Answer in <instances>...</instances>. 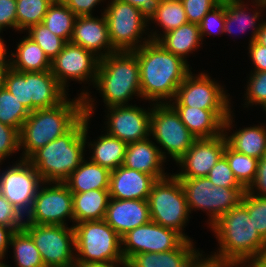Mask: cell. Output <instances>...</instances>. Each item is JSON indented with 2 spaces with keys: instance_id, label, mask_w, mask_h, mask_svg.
<instances>
[{
  "instance_id": "681fc988",
  "label": "cell",
  "mask_w": 266,
  "mask_h": 267,
  "mask_svg": "<svg viewBox=\"0 0 266 267\" xmlns=\"http://www.w3.org/2000/svg\"><path fill=\"white\" fill-rule=\"evenodd\" d=\"M247 191L253 195L266 197V155L258 160L257 173H256L255 180L249 186Z\"/></svg>"
},
{
  "instance_id": "2e32d148",
  "label": "cell",
  "mask_w": 266,
  "mask_h": 267,
  "mask_svg": "<svg viewBox=\"0 0 266 267\" xmlns=\"http://www.w3.org/2000/svg\"><path fill=\"white\" fill-rule=\"evenodd\" d=\"M99 58L80 45L66 42L62 51L51 62V73L67 90V82H92L95 84ZM89 79V80H88Z\"/></svg>"
},
{
  "instance_id": "e0dca14e",
  "label": "cell",
  "mask_w": 266,
  "mask_h": 267,
  "mask_svg": "<svg viewBox=\"0 0 266 267\" xmlns=\"http://www.w3.org/2000/svg\"><path fill=\"white\" fill-rule=\"evenodd\" d=\"M108 109L106 131L109 135L128 143L141 141L150 136L151 109L136 105H116ZM110 110V111H109ZM146 110V111H145Z\"/></svg>"
},
{
  "instance_id": "836d02e7",
  "label": "cell",
  "mask_w": 266,
  "mask_h": 267,
  "mask_svg": "<svg viewBox=\"0 0 266 267\" xmlns=\"http://www.w3.org/2000/svg\"><path fill=\"white\" fill-rule=\"evenodd\" d=\"M76 18L77 16L61 0H54L42 24L65 42H70Z\"/></svg>"
},
{
  "instance_id": "f5cc1de1",
  "label": "cell",
  "mask_w": 266,
  "mask_h": 267,
  "mask_svg": "<svg viewBox=\"0 0 266 267\" xmlns=\"http://www.w3.org/2000/svg\"><path fill=\"white\" fill-rule=\"evenodd\" d=\"M14 230L11 227L0 224V264H3V259L8 252V246H10V239Z\"/></svg>"
},
{
  "instance_id": "8992f818",
  "label": "cell",
  "mask_w": 266,
  "mask_h": 267,
  "mask_svg": "<svg viewBox=\"0 0 266 267\" xmlns=\"http://www.w3.org/2000/svg\"><path fill=\"white\" fill-rule=\"evenodd\" d=\"M76 267L109 265L124 260L118 233L104 220L73 225Z\"/></svg>"
},
{
  "instance_id": "91938a15",
  "label": "cell",
  "mask_w": 266,
  "mask_h": 267,
  "mask_svg": "<svg viewBox=\"0 0 266 267\" xmlns=\"http://www.w3.org/2000/svg\"><path fill=\"white\" fill-rule=\"evenodd\" d=\"M10 69V65H0V89L4 88L5 76Z\"/></svg>"
},
{
  "instance_id": "be15d7a7",
  "label": "cell",
  "mask_w": 266,
  "mask_h": 267,
  "mask_svg": "<svg viewBox=\"0 0 266 267\" xmlns=\"http://www.w3.org/2000/svg\"><path fill=\"white\" fill-rule=\"evenodd\" d=\"M262 108L266 112V104Z\"/></svg>"
},
{
  "instance_id": "4316f807",
  "label": "cell",
  "mask_w": 266,
  "mask_h": 267,
  "mask_svg": "<svg viewBox=\"0 0 266 267\" xmlns=\"http://www.w3.org/2000/svg\"><path fill=\"white\" fill-rule=\"evenodd\" d=\"M110 170L91 160H85L64 181L72 193H83L96 189H109Z\"/></svg>"
},
{
  "instance_id": "7a4b0ae2",
  "label": "cell",
  "mask_w": 266,
  "mask_h": 267,
  "mask_svg": "<svg viewBox=\"0 0 266 267\" xmlns=\"http://www.w3.org/2000/svg\"><path fill=\"white\" fill-rule=\"evenodd\" d=\"M134 52L139 63L141 99L153 104L156 101L157 104L171 103L191 71L188 62L152 40Z\"/></svg>"
},
{
  "instance_id": "8d00e7d4",
  "label": "cell",
  "mask_w": 266,
  "mask_h": 267,
  "mask_svg": "<svg viewBox=\"0 0 266 267\" xmlns=\"http://www.w3.org/2000/svg\"><path fill=\"white\" fill-rule=\"evenodd\" d=\"M53 1L54 0H16L17 31L27 32L30 27L42 23Z\"/></svg>"
},
{
  "instance_id": "7bdbcfd3",
  "label": "cell",
  "mask_w": 266,
  "mask_h": 267,
  "mask_svg": "<svg viewBox=\"0 0 266 267\" xmlns=\"http://www.w3.org/2000/svg\"><path fill=\"white\" fill-rule=\"evenodd\" d=\"M207 177L214 184V186H221L226 188H243L234 177L229 163L224 155L211 168Z\"/></svg>"
},
{
  "instance_id": "7c38bea8",
  "label": "cell",
  "mask_w": 266,
  "mask_h": 267,
  "mask_svg": "<svg viewBox=\"0 0 266 267\" xmlns=\"http://www.w3.org/2000/svg\"><path fill=\"white\" fill-rule=\"evenodd\" d=\"M42 185L25 223L67 226V217L74 223L73 194L67 185L64 182H43Z\"/></svg>"
},
{
  "instance_id": "8fae6325",
  "label": "cell",
  "mask_w": 266,
  "mask_h": 267,
  "mask_svg": "<svg viewBox=\"0 0 266 267\" xmlns=\"http://www.w3.org/2000/svg\"><path fill=\"white\" fill-rule=\"evenodd\" d=\"M23 228L34 240L45 267H76L73 225L25 223Z\"/></svg>"
},
{
  "instance_id": "603a6c76",
  "label": "cell",
  "mask_w": 266,
  "mask_h": 267,
  "mask_svg": "<svg viewBox=\"0 0 266 267\" xmlns=\"http://www.w3.org/2000/svg\"><path fill=\"white\" fill-rule=\"evenodd\" d=\"M205 257L192 241L185 240L178 248L161 253H141L132 256L129 267H196Z\"/></svg>"
},
{
  "instance_id": "5b68a950",
  "label": "cell",
  "mask_w": 266,
  "mask_h": 267,
  "mask_svg": "<svg viewBox=\"0 0 266 267\" xmlns=\"http://www.w3.org/2000/svg\"><path fill=\"white\" fill-rule=\"evenodd\" d=\"M94 86L107 107L127 105L134 95L142 97L136 53L115 51L99 59Z\"/></svg>"
},
{
  "instance_id": "277c9868",
  "label": "cell",
  "mask_w": 266,
  "mask_h": 267,
  "mask_svg": "<svg viewBox=\"0 0 266 267\" xmlns=\"http://www.w3.org/2000/svg\"><path fill=\"white\" fill-rule=\"evenodd\" d=\"M84 98L68 97L59 105L30 112L19 132L22 159H28L35 151L69 132L83 117Z\"/></svg>"
},
{
  "instance_id": "9f6ffc18",
  "label": "cell",
  "mask_w": 266,
  "mask_h": 267,
  "mask_svg": "<svg viewBox=\"0 0 266 267\" xmlns=\"http://www.w3.org/2000/svg\"><path fill=\"white\" fill-rule=\"evenodd\" d=\"M4 40L0 36V65H10L9 59H7V48Z\"/></svg>"
},
{
  "instance_id": "ab89813d",
  "label": "cell",
  "mask_w": 266,
  "mask_h": 267,
  "mask_svg": "<svg viewBox=\"0 0 266 267\" xmlns=\"http://www.w3.org/2000/svg\"><path fill=\"white\" fill-rule=\"evenodd\" d=\"M241 203L247 208L256 230L266 240V197L253 195L246 190Z\"/></svg>"
},
{
  "instance_id": "f907efd6",
  "label": "cell",
  "mask_w": 266,
  "mask_h": 267,
  "mask_svg": "<svg viewBox=\"0 0 266 267\" xmlns=\"http://www.w3.org/2000/svg\"><path fill=\"white\" fill-rule=\"evenodd\" d=\"M248 51L255 68L253 72L266 71V47L254 40L249 44Z\"/></svg>"
},
{
  "instance_id": "7402d4cb",
  "label": "cell",
  "mask_w": 266,
  "mask_h": 267,
  "mask_svg": "<svg viewBox=\"0 0 266 267\" xmlns=\"http://www.w3.org/2000/svg\"><path fill=\"white\" fill-rule=\"evenodd\" d=\"M156 181L152 175L121 165L110 172V198L147 200Z\"/></svg>"
},
{
  "instance_id": "5bb4252c",
  "label": "cell",
  "mask_w": 266,
  "mask_h": 267,
  "mask_svg": "<svg viewBox=\"0 0 266 267\" xmlns=\"http://www.w3.org/2000/svg\"><path fill=\"white\" fill-rule=\"evenodd\" d=\"M44 181L26 159H22L0 174V193L26 216Z\"/></svg>"
},
{
  "instance_id": "f6af8a7d",
  "label": "cell",
  "mask_w": 266,
  "mask_h": 267,
  "mask_svg": "<svg viewBox=\"0 0 266 267\" xmlns=\"http://www.w3.org/2000/svg\"><path fill=\"white\" fill-rule=\"evenodd\" d=\"M19 150V131L0 122V163Z\"/></svg>"
},
{
  "instance_id": "ac0fdd59",
  "label": "cell",
  "mask_w": 266,
  "mask_h": 267,
  "mask_svg": "<svg viewBox=\"0 0 266 267\" xmlns=\"http://www.w3.org/2000/svg\"><path fill=\"white\" fill-rule=\"evenodd\" d=\"M227 140L225 134L213 138H200L176 162L181 172L174 174L177 178L207 177L211 168L224 155Z\"/></svg>"
},
{
  "instance_id": "680465c9",
  "label": "cell",
  "mask_w": 266,
  "mask_h": 267,
  "mask_svg": "<svg viewBox=\"0 0 266 267\" xmlns=\"http://www.w3.org/2000/svg\"><path fill=\"white\" fill-rule=\"evenodd\" d=\"M261 45L266 47V21L263 22L259 29L258 36L256 39Z\"/></svg>"
},
{
  "instance_id": "bcb514c9",
  "label": "cell",
  "mask_w": 266,
  "mask_h": 267,
  "mask_svg": "<svg viewBox=\"0 0 266 267\" xmlns=\"http://www.w3.org/2000/svg\"><path fill=\"white\" fill-rule=\"evenodd\" d=\"M4 87L27 108L26 72L9 69L5 76Z\"/></svg>"
},
{
  "instance_id": "52a82bcc",
  "label": "cell",
  "mask_w": 266,
  "mask_h": 267,
  "mask_svg": "<svg viewBox=\"0 0 266 267\" xmlns=\"http://www.w3.org/2000/svg\"><path fill=\"white\" fill-rule=\"evenodd\" d=\"M147 202L151 221L178 232L185 240L193 241L182 232L190 212L180 180L174 173L153 184Z\"/></svg>"
},
{
  "instance_id": "9c48e42d",
  "label": "cell",
  "mask_w": 266,
  "mask_h": 267,
  "mask_svg": "<svg viewBox=\"0 0 266 267\" xmlns=\"http://www.w3.org/2000/svg\"><path fill=\"white\" fill-rule=\"evenodd\" d=\"M107 6L103 13L108 23L110 42L116 51H134L151 40L141 37L150 24L148 15L142 10L120 0H111Z\"/></svg>"
},
{
  "instance_id": "60d3db41",
  "label": "cell",
  "mask_w": 266,
  "mask_h": 267,
  "mask_svg": "<svg viewBox=\"0 0 266 267\" xmlns=\"http://www.w3.org/2000/svg\"><path fill=\"white\" fill-rule=\"evenodd\" d=\"M198 25L202 41L204 39V35L216 36L223 34L225 28V0H222L216 7L209 11Z\"/></svg>"
},
{
  "instance_id": "1f68e13d",
  "label": "cell",
  "mask_w": 266,
  "mask_h": 267,
  "mask_svg": "<svg viewBox=\"0 0 266 267\" xmlns=\"http://www.w3.org/2000/svg\"><path fill=\"white\" fill-rule=\"evenodd\" d=\"M105 133L98 136L99 139L95 142L88 143V147L91 146V150L93 149L92 157L89 159L111 171L123 165L127 143Z\"/></svg>"
},
{
  "instance_id": "db71d44e",
  "label": "cell",
  "mask_w": 266,
  "mask_h": 267,
  "mask_svg": "<svg viewBox=\"0 0 266 267\" xmlns=\"http://www.w3.org/2000/svg\"><path fill=\"white\" fill-rule=\"evenodd\" d=\"M130 3L136 8L142 10L145 14L149 15L159 0H120Z\"/></svg>"
},
{
  "instance_id": "c3c4849f",
  "label": "cell",
  "mask_w": 266,
  "mask_h": 267,
  "mask_svg": "<svg viewBox=\"0 0 266 267\" xmlns=\"http://www.w3.org/2000/svg\"><path fill=\"white\" fill-rule=\"evenodd\" d=\"M16 0H0V33L6 27L17 31Z\"/></svg>"
},
{
  "instance_id": "4fadbf2b",
  "label": "cell",
  "mask_w": 266,
  "mask_h": 267,
  "mask_svg": "<svg viewBox=\"0 0 266 267\" xmlns=\"http://www.w3.org/2000/svg\"><path fill=\"white\" fill-rule=\"evenodd\" d=\"M194 75V76H193ZM171 106H189L204 110H232L229 95L223 86L206 73L190 71L177 89Z\"/></svg>"
},
{
  "instance_id": "f546056e",
  "label": "cell",
  "mask_w": 266,
  "mask_h": 267,
  "mask_svg": "<svg viewBox=\"0 0 266 267\" xmlns=\"http://www.w3.org/2000/svg\"><path fill=\"white\" fill-rule=\"evenodd\" d=\"M18 43L16 53L10 56V68L17 72H43L51 70V61L37 43L28 36Z\"/></svg>"
},
{
  "instance_id": "816d5d0a",
  "label": "cell",
  "mask_w": 266,
  "mask_h": 267,
  "mask_svg": "<svg viewBox=\"0 0 266 267\" xmlns=\"http://www.w3.org/2000/svg\"><path fill=\"white\" fill-rule=\"evenodd\" d=\"M77 17L92 16V10L103 0H61Z\"/></svg>"
},
{
  "instance_id": "3957f363",
  "label": "cell",
  "mask_w": 266,
  "mask_h": 267,
  "mask_svg": "<svg viewBox=\"0 0 266 267\" xmlns=\"http://www.w3.org/2000/svg\"><path fill=\"white\" fill-rule=\"evenodd\" d=\"M210 228L216 234L220 248L219 252L205 259L214 263L233 265L253 262L266 244L242 203L223 214Z\"/></svg>"
},
{
  "instance_id": "e575fe53",
  "label": "cell",
  "mask_w": 266,
  "mask_h": 267,
  "mask_svg": "<svg viewBox=\"0 0 266 267\" xmlns=\"http://www.w3.org/2000/svg\"><path fill=\"white\" fill-rule=\"evenodd\" d=\"M17 267H45L41 254L30 234L24 229L15 230L10 239ZM6 267H10L3 263Z\"/></svg>"
},
{
  "instance_id": "83f0119b",
  "label": "cell",
  "mask_w": 266,
  "mask_h": 267,
  "mask_svg": "<svg viewBox=\"0 0 266 267\" xmlns=\"http://www.w3.org/2000/svg\"><path fill=\"white\" fill-rule=\"evenodd\" d=\"M73 194L74 223L104 220L109 204V189H96Z\"/></svg>"
},
{
  "instance_id": "ee69618b",
  "label": "cell",
  "mask_w": 266,
  "mask_h": 267,
  "mask_svg": "<svg viewBox=\"0 0 266 267\" xmlns=\"http://www.w3.org/2000/svg\"><path fill=\"white\" fill-rule=\"evenodd\" d=\"M189 23L199 24L222 0H181Z\"/></svg>"
},
{
  "instance_id": "30bf717a",
  "label": "cell",
  "mask_w": 266,
  "mask_h": 267,
  "mask_svg": "<svg viewBox=\"0 0 266 267\" xmlns=\"http://www.w3.org/2000/svg\"><path fill=\"white\" fill-rule=\"evenodd\" d=\"M152 105L154 107L151 106L150 136L164 149L160 152L165 160L168 154L177 162L197 138L187 129L169 103Z\"/></svg>"
},
{
  "instance_id": "74e56055",
  "label": "cell",
  "mask_w": 266,
  "mask_h": 267,
  "mask_svg": "<svg viewBox=\"0 0 266 267\" xmlns=\"http://www.w3.org/2000/svg\"><path fill=\"white\" fill-rule=\"evenodd\" d=\"M30 111L5 87L0 89V122L19 132Z\"/></svg>"
},
{
  "instance_id": "f35d334b",
  "label": "cell",
  "mask_w": 266,
  "mask_h": 267,
  "mask_svg": "<svg viewBox=\"0 0 266 267\" xmlns=\"http://www.w3.org/2000/svg\"><path fill=\"white\" fill-rule=\"evenodd\" d=\"M28 37L39 45L49 60H52L62 51L65 41L51 33L42 23L30 27Z\"/></svg>"
},
{
  "instance_id": "44dd1931",
  "label": "cell",
  "mask_w": 266,
  "mask_h": 267,
  "mask_svg": "<svg viewBox=\"0 0 266 267\" xmlns=\"http://www.w3.org/2000/svg\"><path fill=\"white\" fill-rule=\"evenodd\" d=\"M26 91L27 109L30 112L55 107L62 103L68 95L51 70L26 72Z\"/></svg>"
},
{
  "instance_id": "7dc6e473",
  "label": "cell",
  "mask_w": 266,
  "mask_h": 267,
  "mask_svg": "<svg viewBox=\"0 0 266 267\" xmlns=\"http://www.w3.org/2000/svg\"><path fill=\"white\" fill-rule=\"evenodd\" d=\"M25 216L0 193V224L14 231L23 228Z\"/></svg>"
},
{
  "instance_id": "ba28073f",
  "label": "cell",
  "mask_w": 266,
  "mask_h": 267,
  "mask_svg": "<svg viewBox=\"0 0 266 267\" xmlns=\"http://www.w3.org/2000/svg\"><path fill=\"white\" fill-rule=\"evenodd\" d=\"M189 212L202 210L209 215V225L242 202L244 188L214 186L208 177L179 178Z\"/></svg>"
},
{
  "instance_id": "d6a6232c",
  "label": "cell",
  "mask_w": 266,
  "mask_h": 267,
  "mask_svg": "<svg viewBox=\"0 0 266 267\" xmlns=\"http://www.w3.org/2000/svg\"><path fill=\"white\" fill-rule=\"evenodd\" d=\"M247 4H244V1L242 0H225V28H224V33L234 34V30H232L234 27V24L238 26V30L241 32L246 31L248 28L252 30V37L249 39V44L257 39L259 29L261 28L262 24L264 21L258 23L256 25L257 21H259L260 11L258 12L255 10L253 11V14H249L250 12L247 9ZM246 8V9H245ZM247 13V14H246Z\"/></svg>"
},
{
  "instance_id": "6f0895ef",
  "label": "cell",
  "mask_w": 266,
  "mask_h": 267,
  "mask_svg": "<svg viewBox=\"0 0 266 267\" xmlns=\"http://www.w3.org/2000/svg\"><path fill=\"white\" fill-rule=\"evenodd\" d=\"M253 263L258 267H266V244L260 250L258 256L253 261Z\"/></svg>"
},
{
  "instance_id": "cb8c5ba5",
  "label": "cell",
  "mask_w": 266,
  "mask_h": 267,
  "mask_svg": "<svg viewBox=\"0 0 266 267\" xmlns=\"http://www.w3.org/2000/svg\"><path fill=\"white\" fill-rule=\"evenodd\" d=\"M187 129L197 138H213L224 133V121L231 110H204L189 106H172Z\"/></svg>"
},
{
  "instance_id": "ffe728a7",
  "label": "cell",
  "mask_w": 266,
  "mask_h": 267,
  "mask_svg": "<svg viewBox=\"0 0 266 267\" xmlns=\"http://www.w3.org/2000/svg\"><path fill=\"white\" fill-rule=\"evenodd\" d=\"M104 221L122 238L129 231L151 221L148 202L141 199L110 198Z\"/></svg>"
},
{
  "instance_id": "f1b7e54d",
  "label": "cell",
  "mask_w": 266,
  "mask_h": 267,
  "mask_svg": "<svg viewBox=\"0 0 266 267\" xmlns=\"http://www.w3.org/2000/svg\"><path fill=\"white\" fill-rule=\"evenodd\" d=\"M157 43L165 50L181 57L185 62H187V56L201 48L200 45L203 44L199 25L189 22L162 35Z\"/></svg>"
},
{
  "instance_id": "d4e9b609",
  "label": "cell",
  "mask_w": 266,
  "mask_h": 267,
  "mask_svg": "<svg viewBox=\"0 0 266 267\" xmlns=\"http://www.w3.org/2000/svg\"><path fill=\"white\" fill-rule=\"evenodd\" d=\"M161 150L150 138L128 143L123 166L152 175L156 180L163 179L169 174L164 171L163 163L166 160Z\"/></svg>"
},
{
  "instance_id": "6da1fadb",
  "label": "cell",
  "mask_w": 266,
  "mask_h": 267,
  "mask_svg": "<svg viewBox=\"0 0 266 267\" xmlns=\"http://www.w3.org/2000/svg\"><path fill=\"white\" fill-rule=\"evenodd\" d=\"M79 96L84 98L85 116L69 132L38 149L27 159L44 182H64L84 159L89 137L88 122L96 109L88 91H81Z\"/></svg>"
},
{
  "instance_id": "9a60e30c",
  "label": "cell",
  "mask_w": 266,
  "mask_h": 267,
  "mask_svg": "<svg viewBox=\"0 0 266 267\" xmlns=\"http://www.w3.org/2000/svg\"><path fill=\"white\" fill-rule=\"evenodd\" d=\"M122 254L125 261L141 253H161L178 248L185 239L176 231L153 221L138 226L122 238Z\"/></svg>"
},
{
  "instance_id": "6125c7cd",
  "label": "cell",
  "mask_w": 266,
  "mask_h": 267,
  "mask_svg": "<svg viewBox=\"0 0 266 267\" xmlns=\"http://www.w3.org/2000/svg\"><path fill=\"white\" fill-rule=\"evenodd\" d=\"M248 265L245 267H258L257 265H255L253 262H248Z\"/></svg>"
},
{
  "instance_id": "484cf974",
  "label": "cell",
  "mask_w": 266,
  "mask_h": 267,
  "mask_svg": "<svg viewBox=\"0 0 266 267\" xmlns=\"http://www.w3.org/2000/svg\"><path fill=\"white\" fill-rule=\"evenodd\" d=\"M233 111L224 121V134L227 144L235 151L247 156L261 159L266 155V126L255 125L253 127L240 128L230 136L226 131H229L233 126Z\"/></svg>"
},
{
  "instance_id": "b9f144b4",
  "label": "cell",
  "mask_w": 266,
  "mask_h": 267,
  "mask_svg": "<svg viewBox=\"0 0 266 267\" xmlns=\"http://www.w3.org/2000/svg\"><path fill=\"white\" fill-rule=\"evenodd\" d=\"M249 78L245 89V105L248 107L258 104L263 107L266 104V71L252 72L251 70Z\"/></svg>"
},
{
  "instance_id": "11a10c76",
  "label": "cell",
  "mask_w": 266,
  "mask_h": 267,
  "mask_svg": "<svg viewBox=\"0 0 266 267\" xmlns=\"http://www.w3.org/2000/svg\"><path fill=\"white\" fill-rule=\"evenodd\" d=\"M243 264V266H242ZM241 265V266H239ZM246 263H235L233 265L231 264H220V263H214L212 261H209L203 257V260L196 266V267H244Z\"/></svg>"
},
{
  "instance_id": "d6986e66",
  "label": "cell",
  "mask_w": 266,
  "mask_h": 267,
  "mask_svg": "<svg viewBox=\"0 0 266 267\" xmlns=\"http://www.w3.org/2000/svg\"><path fill=\"white\" fill-rule=\"evenodd\" d=\"M101 16L77 17L70 40L71 43L91 51L99 59L116 51L109 39L108 23L104 13Z\"/></svg>"
},
{
  "instance_id": "4dcf8cb0",
  "label": "cell",
  "mask_w": 266,
  "mask_h": 267,
  "mask_svg": "<svg viewBox=\"0 0 266 267\" xmlns=\"http://www.w3.org/2000/svg\"><path fill=\"white\" fill-rule=\"evenodd\" d=\"M154 21L163 30V34L149 32L148 37L152 41H157L167 32L177 29L181 25L188 23L186 13L181 0H159L152 12L148 15V22Z\"/></svg>"
},
{
  "instance_id": "d590c367",
  "label": "cell",
  "mask_w": 266,
  "mask_h": 267,
  "mask_svg": "<svg viewBox=\"0 0 266 267\" xmlns=\"http://www.w3.org/2000/svg\"><path fill=\"white\" fill-rule=\"evenodd\" d=\"M224 156L238 183L247 190L255 180L258 159L239 153L228 144H226Z\"/></svg>"
},
{
  "instance_id": "94428289",
  "label": "cell",
  "mask_w": 266,
  "mask_h": 267,
  "mask_svg": "<svg viewBox=\"0 0 266 267\" xmlns=\"http://www.w3.org/2000/svg\"><path fill=\"white\" fill-rule=\"evenodd\" d=\"M119 266L129 267L128 262L125 260L117 262V263L109 264V265H97V266H90V267H119Z\"/></svg>"
}]
</instances>
